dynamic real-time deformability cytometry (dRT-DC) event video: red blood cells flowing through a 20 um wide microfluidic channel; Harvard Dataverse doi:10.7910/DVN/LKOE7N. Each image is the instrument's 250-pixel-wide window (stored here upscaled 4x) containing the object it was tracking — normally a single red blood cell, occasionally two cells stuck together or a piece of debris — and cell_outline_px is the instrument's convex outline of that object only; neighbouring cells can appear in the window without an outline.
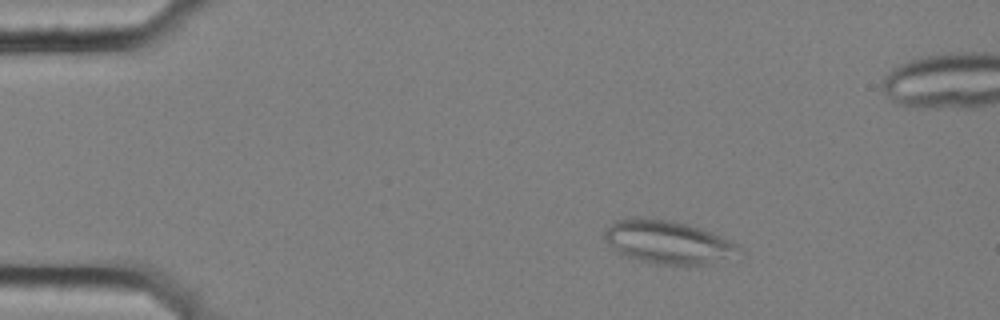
{"species": "common noctule bat (a hibernating species)", "species_latin": "Nyctalus noctula", "temperature_condition": "cold", "stored_images_in_passage": 51, "segment_of_instrument_passage": [1, 3], "camera_frame_rate_fps": 3000, "um_per_image_px": 0.085, "animal": {"sex": "female", "body_mass_g": 25.1}, "frame": {"image": 1, "passage_image": 2, "time_ms": 0.333, "image_size_px": [1000, 320], "cell_outline_px": [[744, 252], [708, 264], [688, 268], [660, 264], [640, 260], [628, 256], [612, 248], [608, 244], [604, 236], [604, 232], [616, 220], [632, 216], [644, 216], [672, 220], [688, 224], [700, 228], [720, 236], [736, 244]], "centroid_in_image_um": [56.78, 20.58], "position_along_channel_um": 28.2, "area_um2": 34.28}}